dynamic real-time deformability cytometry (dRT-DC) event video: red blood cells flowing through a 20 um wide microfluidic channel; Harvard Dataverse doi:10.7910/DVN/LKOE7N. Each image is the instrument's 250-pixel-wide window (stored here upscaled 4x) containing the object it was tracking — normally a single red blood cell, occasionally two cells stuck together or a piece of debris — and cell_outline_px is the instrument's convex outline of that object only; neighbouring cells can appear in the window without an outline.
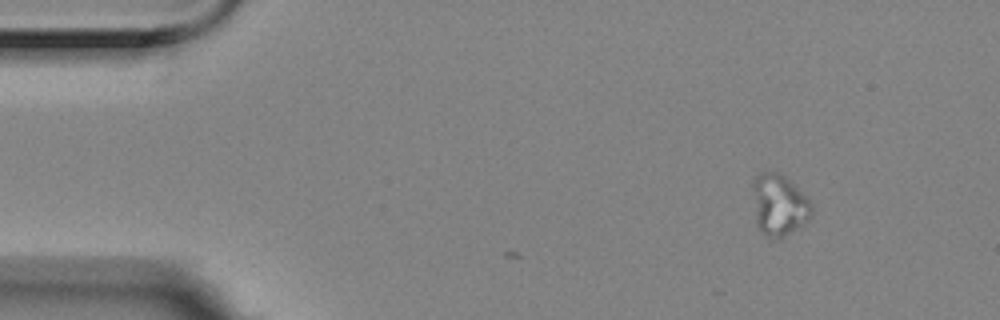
{"species": "Egyptian fruit bat (a non-hibernating species)", "species_latin": "Rousettus aegyptiacus", "temperature_condition": "room temperature", "stored_images_in_passage": 3, "camera_frame_rate_fps": 3000, "um_per_image_px": 0.085, "animal": {"sex": "female"}, "frame": {"image": 1, "passage_image": 3, "time_ms": 0.667, "image_size_px": [1000, 320], "cell_outline_px": [[812, 212], [800, 224], [776, 240], [772, 240], [760, 228], [756, 220], [752, 188], [752, 180], [760, 172], [780, 172], [812, 204]], "centroid_in_image_um": [66.15, 17.37], "position_along_channel_um": 18.8, "area_um2": 20.23}}